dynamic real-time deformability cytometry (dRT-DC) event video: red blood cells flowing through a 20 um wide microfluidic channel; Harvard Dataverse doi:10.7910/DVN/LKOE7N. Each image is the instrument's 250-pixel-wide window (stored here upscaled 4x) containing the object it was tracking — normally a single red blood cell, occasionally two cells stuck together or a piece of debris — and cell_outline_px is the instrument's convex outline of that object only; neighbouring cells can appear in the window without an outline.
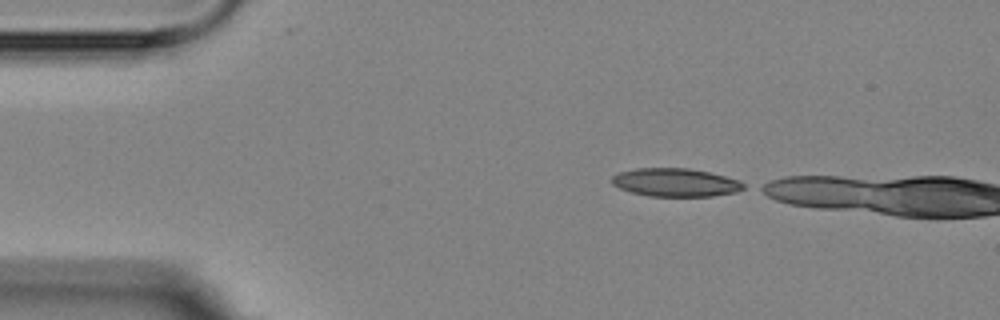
{"species": "Egyptian fruit bat (a non-hibernating species)", "species_latin": "Rousettus aegyptiacus", "temperature_condition": "room temperature", "stored_images_in_passage": 2, "camera_frame_rate_fps": 3000, "um_per_image_px": 0.085, "animal": {"sex": "female"}, "frame": {"image": 1, "passage_image": 1, "time_ms": 0.0, "image_size_px": [1000, 320], "cell_outline_px": [[748, 184], [744, 188], [736, 192], [712, 196], [648, 196], [632, 192], [620, 188], [612, 184], [612, 176], [620, 172], [636, 168], [688, 168], [708, 172], [740, 180]], "centroid_in_image_um": [57.44, 15.51], "position_along_channel_um": 27.6, "area_um2": 21.68}}